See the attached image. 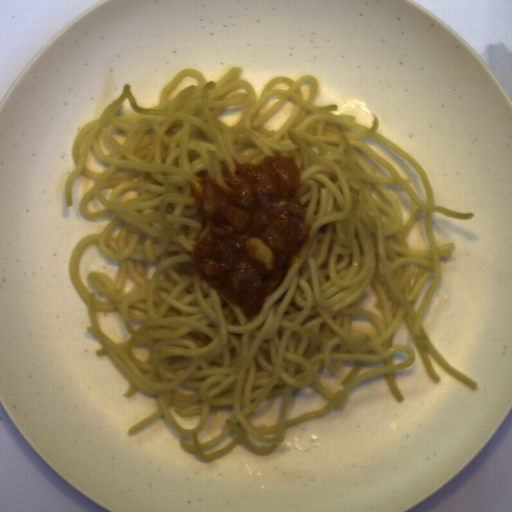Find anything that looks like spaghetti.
Listing matches in <instances>:
<instances>
[{"label":"spaghetti","mask_w":512,"mask_h":512,"mask_svg":"<svg viewBox=\"0 0 512 512\" xmlns=\"http://www.w3.org/2000/svg\"><path fill=\"white\" fill-rule=\"evenodd\" d=\"M235 66L215 80L195 68L179 70L166 82L152 108H142L125 83L119 98L73 136L74 169L65 182V206H74V185L82 173L93 180L79 201L84 218L114 216L99 234L78 240L68 273L77 295L88 306L101 348L131 382L123 398L137 392L157 397L156 412L128 429L133 435L164 416L179 434L187 453L211 462L242 444L251 454H271L285 442L283 429L342 411L350 392L362 382L386 375L397 404L406 399L395 373L410 368L415 352L393 344L402 320L432 382L437 366L477 390V382L454 368L425 331L422 321L441 279L439 258L453 257L454 242L437 246L433 213L471 221L474 212L434 205V192L423 166L353 114L333 113L338 103L315 106L320 82L305 74L270 79L258 98ZM293 112L282 127L264 124L288 101ZM244 109L235 125L216 118L229 105ZM371 138L414 168L428 191L423 203L394 166L360 139ZM109 163L101 173L85 167L89 151ZM290 154L301 172L291 196L310 217V244L299 261L249 320L193 276L189 246L208 231L199 230L200 213L190 201L188 179L199 185L207 171L228 188L219 159L233 170L232 156L257 163L264 155ZM399 186L416 205L404 229V210L385 186ZM229 189V188H228ZM430 250L411 249L407 237L422 212ZM109 262L107 272L91 270L88 282L106 299L94 296L81 279L79 260L91 243ZM99 313L122 314L132 335L115 344L99 328ZM353 315L376 325L377 334L352 329ZM354 361L336 394L320 381V371L339 372ZM326 397L320 409L285 421L293 390L304 386ZM278 423L252 427L246 420L267 398L281 395ZM202 415L194 430L171 416ZM233 408L234 419L209 442L200 444L212 413ZM192 437V445L185 437Z\"/></svg>","instance_id":"obj_1"}]
</instances>
